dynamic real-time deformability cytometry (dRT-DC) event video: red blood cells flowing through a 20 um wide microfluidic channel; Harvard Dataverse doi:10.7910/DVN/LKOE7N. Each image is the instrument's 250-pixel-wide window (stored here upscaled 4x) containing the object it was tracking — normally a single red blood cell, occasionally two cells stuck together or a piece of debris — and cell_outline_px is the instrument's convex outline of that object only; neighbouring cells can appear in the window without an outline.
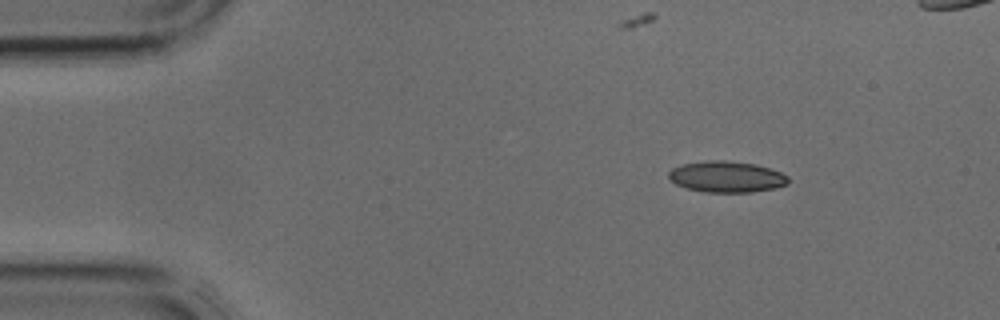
{"species": "common noctule bat (a hibernating species)", "species_latin": "Nyctalus noctula", "temperature_condition": "cold", "stored_images_in_passage": 3, "camera_frame_rate_fps": 3000, "um_per_image_px": 0.085, "animal": {"sex": "male", "body_mass_g": 17.9, "forearm_length_mm": 54.2}, "frame": {"image": 1, "passage_image": 1, "time_ms": 0.0, "image_size_px": [1000, 320], "cell_outline_px": [[788, 184], [776, 188], [752, 192], [704, 192], [688, 188], [676, 184], [668, 176], [668, 172], [672, 168], [684, 164], [708, 160], [724, 160], [756, 164], [780, 172], [788, 176]], "centroid_in_image_um": [61.77, 15.02], "position_along_channel_um": 23.2, "area_um2": 21.62}}